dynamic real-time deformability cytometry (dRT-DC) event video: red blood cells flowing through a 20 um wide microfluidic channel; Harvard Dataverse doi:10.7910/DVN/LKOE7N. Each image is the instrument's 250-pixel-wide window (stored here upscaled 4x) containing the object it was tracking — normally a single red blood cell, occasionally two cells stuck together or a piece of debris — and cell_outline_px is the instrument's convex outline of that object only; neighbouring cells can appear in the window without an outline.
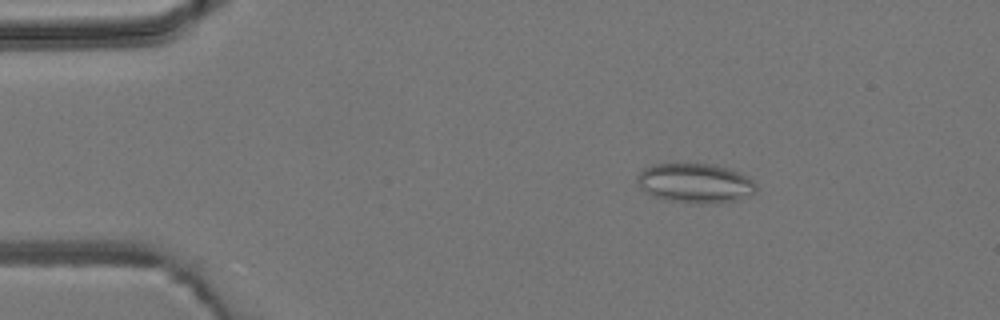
{"species": "common noctule bat (a hibernating species)", "species_latin": "Nyctalus noctula", "temperature_condition": "room temperature", "stored_images_in_passage": 6, "camera_frame_rate_fps": 3000, "um_per_image_px": 0.085, "animal": {"sex": "male", "body_mass_g": 19.2, "forearm_length_mm": 51.8}, "frame": {"image": 1, "passage_image": 3, "time_ms": 2.333, "image_size_px": [1000, 320], "cell_outline_px": [[756, 192], [736, 200], [704, 204], [700, 204], [664, 200], [652, 196], [644, 192], [640, 188], [636, 180], [636, 176], [644, 168], [652, 164], [712, 164], [728, 168], [748, 176], [756, 184]], "centroid_in_image_um": [59.05, 15.57], "position_along_channel_um": 26.0, "area_um2": 27.57}}